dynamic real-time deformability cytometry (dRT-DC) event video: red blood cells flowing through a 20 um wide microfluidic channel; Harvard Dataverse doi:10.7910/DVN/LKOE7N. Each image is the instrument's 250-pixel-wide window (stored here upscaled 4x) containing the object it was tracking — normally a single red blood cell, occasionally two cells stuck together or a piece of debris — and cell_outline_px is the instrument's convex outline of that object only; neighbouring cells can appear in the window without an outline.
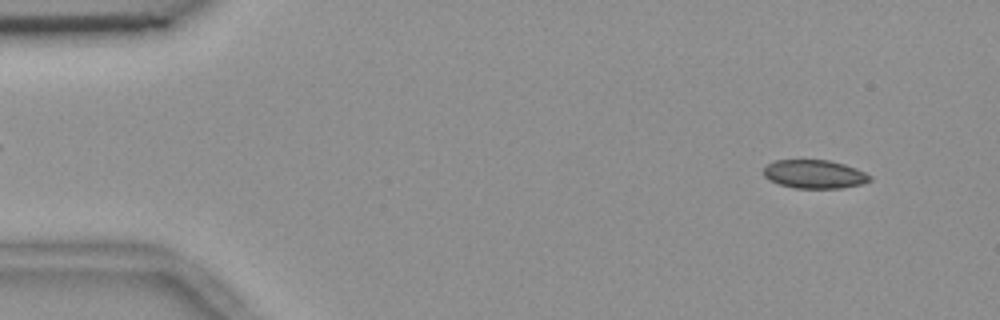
{"species": "common noctule bat (a hibernating species)", "species_latin": "Nyctalus noctula", "temperature_condition": "room temperature", "stored_images_in_passage": 54, "camera_frame_rate_fps": 3000, "um_per_image_px": 0.085, "animal": {"sex": "female", "body_mass_g": 18.4}, "frame": {"image": 1, "passage_image": 4, "time_ms": 1.0, "image_size_px": [1000, 320], "cell_outline_px": [[872, 180], [864, 184], [840, 188], [796, 188], [780, 184], [764, 176], [764, 168], [772, 160], [828, 160], [844, 164], [856, 168], [872, 176]], "centroid_in_image_um": [69.27, 14.8], "position_along_channel_um": 15.7, "area_um2": 17.63}}
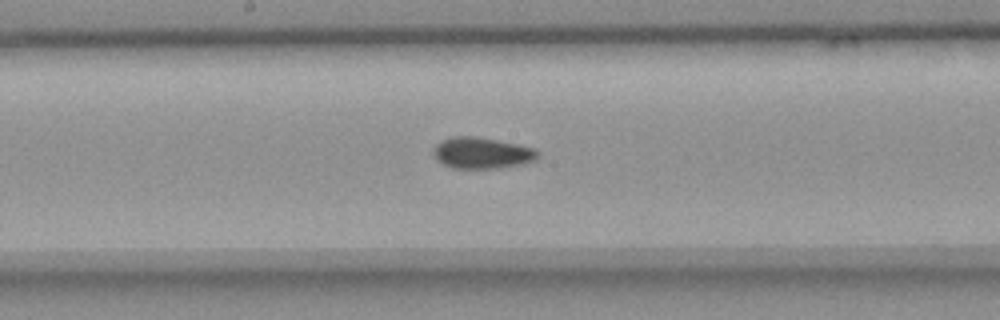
{"frame": {"image": 2, "passage_image": 28, "time_ms": 9.0, "image_size_px": [1000, 320], "cell_outline_px": [[540, 156], [536, 160], [524, 164], [496, 168], [452, 168], [436, 160], [432, 156], [432, 148], [440, 140], [452, 136], [476, 136], [516, 144], [532, 148], [540, 152]], "centroid_in_image_um": [40.92, 13.0], "position_along_channel_um": 207.3, "area_um2": 19.25}}
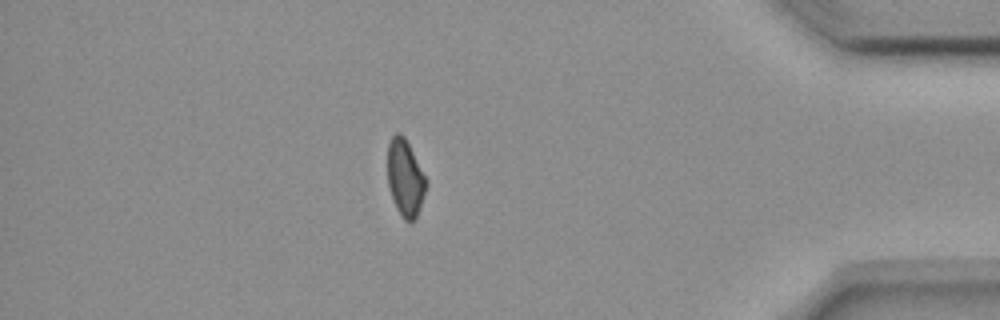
{"frame": {"image": 3, "passage_image": 47, "time_ms": 15.333, "image_size_px": [1000, 320], "cell_outline_px": [[428, 184], [416, 216], [412, 220], [404, 220], [396, 208], [388, 184], [388, 144], [392, 136], [396, 132], [400, 132], [404, 136], [428, 180]], "centroid_in_image_um": [34.45, 15.09], "position_along_channel_um": 400.8, "area_um2": 17.05}, "authors_computed_cell_mechanics": {"area_um2": 18.2937, "velocity_mm_per_s": 3.6772, "shape_relaxation_time_tau1_ms": null, "shape_relaxation_time_tau2_ms": 2.5607, "deformation_change_tau1": null, "deformation_change_tau2": 0.0637}}